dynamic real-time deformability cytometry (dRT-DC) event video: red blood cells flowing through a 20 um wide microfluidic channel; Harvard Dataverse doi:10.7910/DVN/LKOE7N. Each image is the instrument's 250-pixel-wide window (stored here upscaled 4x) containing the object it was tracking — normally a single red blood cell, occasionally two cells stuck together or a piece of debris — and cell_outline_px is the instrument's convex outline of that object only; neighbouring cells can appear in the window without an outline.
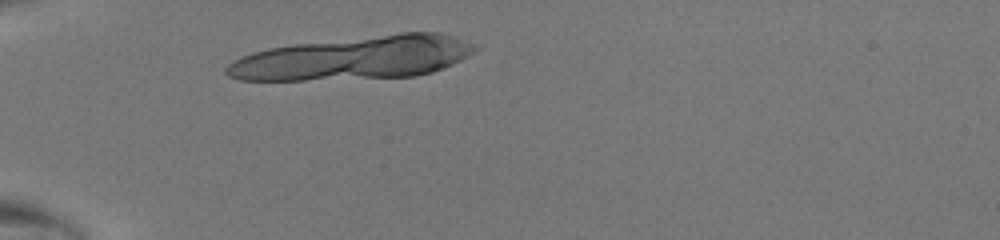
{"species": "human", "species_latin": "Homo sapiens", "temperature_condition": "room temperature", "stored_images_in_passage": 6, "camera_frame_rate_fps": 3000, "um_per_image_px": 0.085, "donor": {"sex": "male"}, "frame": {"image": 1, "passage_image": 1, "time_ms": 0.0, "image_size_px": [1000, 240], "cell_outline_px": [[480, 48], [468, 56], [452, 64], [432, 72], [416, 76], [304, 80], [240, 80], [228, 76], [224, 72], [224, 68], [232, 60], [252, 52], [268, 48], [292, 44], [400, 32], [440, 32], [456, 36], [480, 44]], "centroid_in_image_um": [30.12, 4.91], "position_along_channel_um": 54.9, "area_um2": 63.52}}